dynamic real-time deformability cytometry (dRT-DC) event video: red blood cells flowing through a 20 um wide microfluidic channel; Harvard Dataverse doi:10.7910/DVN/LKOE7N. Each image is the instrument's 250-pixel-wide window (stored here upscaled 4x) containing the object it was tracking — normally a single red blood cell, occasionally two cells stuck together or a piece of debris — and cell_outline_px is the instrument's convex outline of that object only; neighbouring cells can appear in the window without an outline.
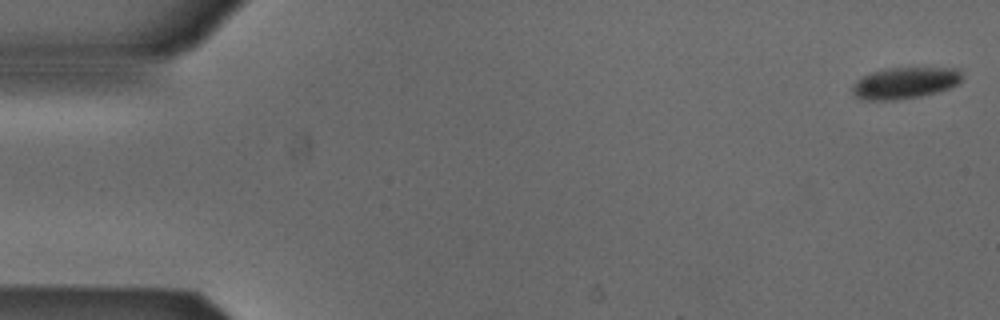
{"species": "Egyptian fruit bat (a non-hibernating species)", "species_latin": "Rousettus aegyptiacus", "temperature_condition": "cold", "stored_images_in_passage": 13, "camera_frame_rate_fps": 3000, "um_per_image_px": 0.085, "animal": {"sex": "male"}, "frame": {"image": 1, "passage_image": 1, "time_ms": 0.0, "image_size_px": [1000, 320], "cell_outline_px": [[960, 80], [956, 84], [940, 92], [920, 96], [896, 100], [860, 100], [852, 92], [852, 84], [856, 80], [872, 72], [888, 68], [956, 68], [960, 72]], "centroid_in_image_um": [76.87, 7.06], "position_along_channel_um": 8.1, "area_um2": 20.0}}